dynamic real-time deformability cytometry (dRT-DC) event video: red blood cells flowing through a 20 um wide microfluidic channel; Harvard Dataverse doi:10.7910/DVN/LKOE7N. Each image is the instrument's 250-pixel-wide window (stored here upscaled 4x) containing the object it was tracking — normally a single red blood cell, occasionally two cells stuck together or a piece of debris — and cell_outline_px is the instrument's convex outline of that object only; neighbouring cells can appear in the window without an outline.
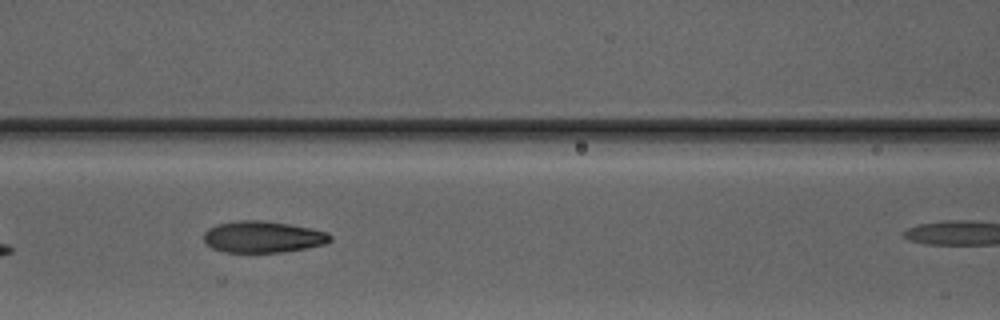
{"species": "Egyptian fruit bat (a non-hibernating species)", "species_latin": "Rousettus aegyptiacus", "temperature_condition": "warm", "stored_images_in_passage": 8, "camera_frame_rate_fps": 3000, "um_per_image_px": 0.085, "animal": {"sex": "male"}, "frame": {"image": 1, "passage_image": 7, "time_ms": 8.333, "image_size_px": [1000, 320], "cell_outline_px": [[332, 240], [324, 244], [304, 248], [280, 252], [224, 252], [212, 248], [204, 240], [204, 232], [208, 228], [216, 224], [240, 220], [260, 220], [288, 224], [328, 232], [332, 236]], "centroid_in_image_um": [22.32, 20.13], "position_along_channel_um": 144.3, "area_um2": 23.06}}